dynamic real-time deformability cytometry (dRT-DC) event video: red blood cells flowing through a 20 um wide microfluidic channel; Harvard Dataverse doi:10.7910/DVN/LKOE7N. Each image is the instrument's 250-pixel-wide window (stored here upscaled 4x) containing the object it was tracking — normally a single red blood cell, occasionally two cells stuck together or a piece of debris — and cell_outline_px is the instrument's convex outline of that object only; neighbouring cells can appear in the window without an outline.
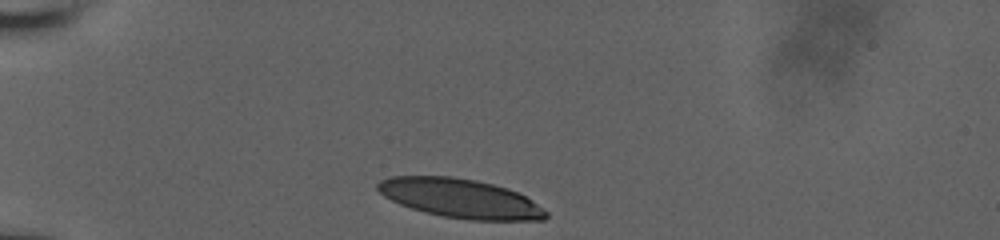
{"species": "human", "species_latin": "Homo sapiens", "temperature_condition": "room temperature", "stored_images_in_passage": 32, "camera_frame_rate_fps": 3000, "um_per_image_px": 0.085, "donor": {"sex": "male"}, "frame": {"image": 1, "passage_image": 1, "time_ms": 0.0, "image_size_px": [1000, 240], "cell_outline_px": [[548, 216], [544, 220], [468, 220], [444, 216], [424, 212], [400, 204], [384, 196], [376, 188], [376, 184], [380, 180], [392, 176], [452, 176], [476, 180], [508, 188], [532, 200], [544, 208], [548, 212]], "centroid_in_image_um": [39.14, 16.86], "position_along_channel_um": 45.9, "area_um2": 38.32}}
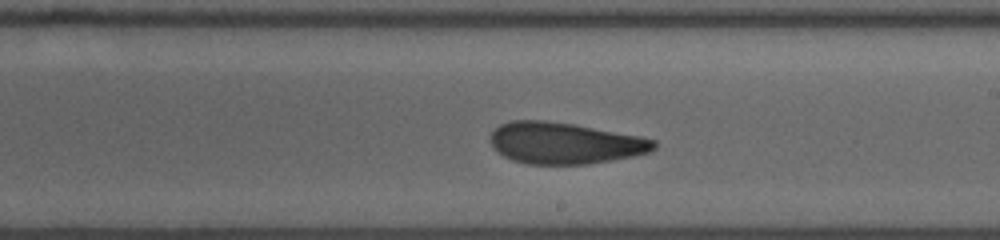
{"frame": {"image": 2, "passage_image": 19, "time_ms": 6.0, "image_size_px": [1000, 240], "cell_outline_px": [[656, 148], [648, 152], [636, 156], [588, 164], [528, 164], [512, 160], [496, 152], [492, 148], [488, 140], [488, 136], [500, 124], [512, 120], [544, 120], [572, 124], [640, 136], [656, 140]], "centroid_in_image_um": [47.95, 12.17], "position_along_channel_um": 241.0, "area_um2": 39.77}}
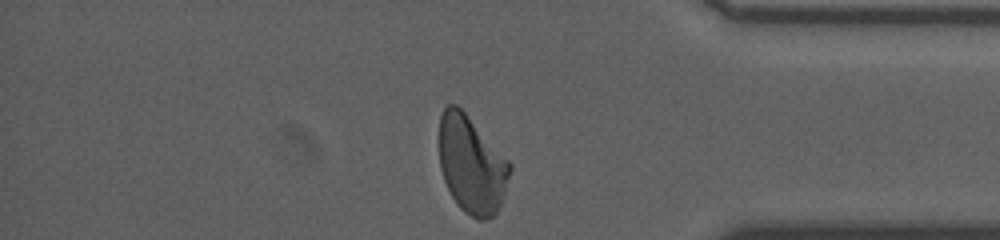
{"frame": {"image": 3, "passage_image": 32, "time_ms": 10.333, "image_size_px": [1000, 240], "cell_outline_px": [[512, 168], [500, 204], [496, 212], [492, 216], [484, 220], [480, 220], [464, 212], [456, 204], [444, 180], [440, 168], [440, 116], [444, 108], [448, 104], [456, 104], [464, 112], [512, 164]], "centroid_in_image_um": [40.07, 14.01], "position_along_channel_um": 395.1, "area_um2": 39.54}, "authors_computed_cell_mechanics": {"area_um2": 39.6219, "velocity_mm_per_s": 3.9277, "shape_relaxation_time_tau1_ms": null, "shape_relaxation_time_tau2_ms": 2.0644, "deformation_change_tau1": null, "deformation_change_tau2": 0.1034}}